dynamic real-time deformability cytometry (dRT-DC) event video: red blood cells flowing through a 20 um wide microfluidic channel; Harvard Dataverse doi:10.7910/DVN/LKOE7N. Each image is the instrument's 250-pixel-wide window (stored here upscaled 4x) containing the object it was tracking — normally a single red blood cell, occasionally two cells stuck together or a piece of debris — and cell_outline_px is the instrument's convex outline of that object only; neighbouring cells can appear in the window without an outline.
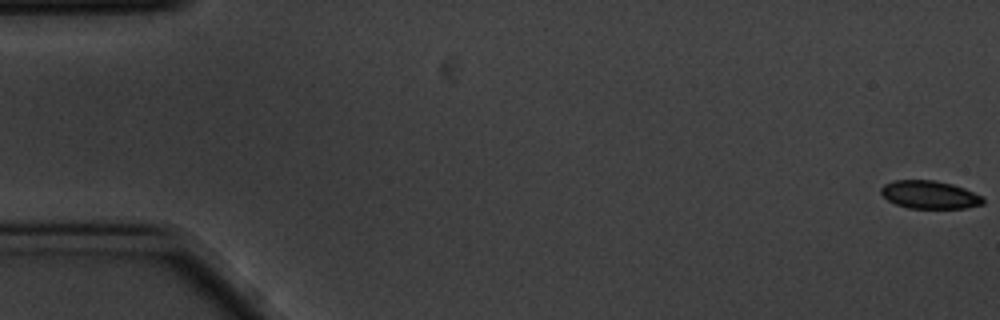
{"species": "common noctule bat (a hibernating species)", "species_latin": "Nyctalus noctula", "temperature_condition": "cold", "stored_images_in_passage": 18, "camera_frame_rate_fps": 3000, "um_per_image_px": 0.085, "animal": {"sex": "male", "body_mass_g": 20.1, "forearm_length_mm": 53.5}, "frame": {"image": 1, "passage_image": 1, "time_ms": 0.0, "image_size_px": [1000, 320], "cell_outline_px": [[984, 204], [968, 208], [908, 208], [896, 204], [888, 200], [880, 192], [880, 188], [884, 184], [892, 180], [936, 180], [952, 184], [964, 188], [984, 196]], "centroid_in_image_um": [79.04, 16.55], "position_along_channel_um": 6.0, "area_um2": 16.82}}